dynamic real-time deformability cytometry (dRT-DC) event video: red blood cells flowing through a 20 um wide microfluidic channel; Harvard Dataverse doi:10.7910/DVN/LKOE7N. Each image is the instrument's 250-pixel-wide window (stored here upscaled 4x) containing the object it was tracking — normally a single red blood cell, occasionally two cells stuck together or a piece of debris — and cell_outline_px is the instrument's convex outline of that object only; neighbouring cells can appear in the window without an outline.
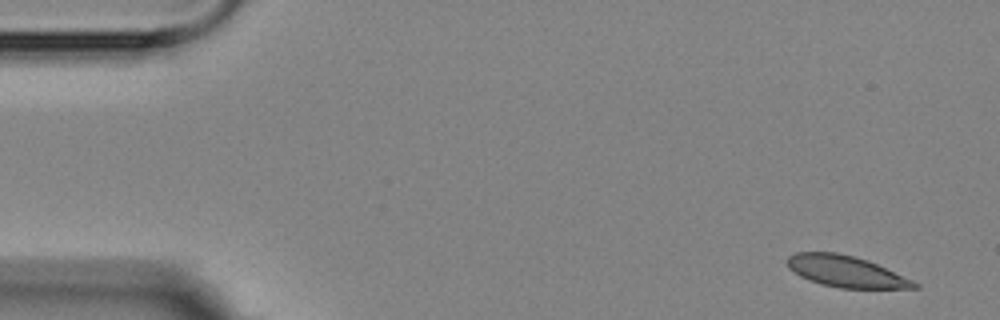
{"species": "Egyptian fruit bat (a non-hibernating species)", "species_latin": "Rousettus aegyptiacus", "temperature_condition": "room temperature", "stored_images_in_passage": 6, "camera_frame_rate_fps": 3000, "um_per_image_px": 0.085, "animal": {"sex": "female"}, "frame": {"image": 1, "passage_image": 1, "time_ms": 0.0, "image_size_px": [1000, 320], "cell_outline_px": [[920, 288], [840, 288], [820, 284], [808, 280], [800, 276], [788, 268], [788, 256], [796, 252], [836, 252], [852, 256], [876, 264], [912, 280], [920, 284]], "centroid_in_image_um": [71.87, 23.08], "position_along_channel_um": 13.1, "area_um2": 22.89}}
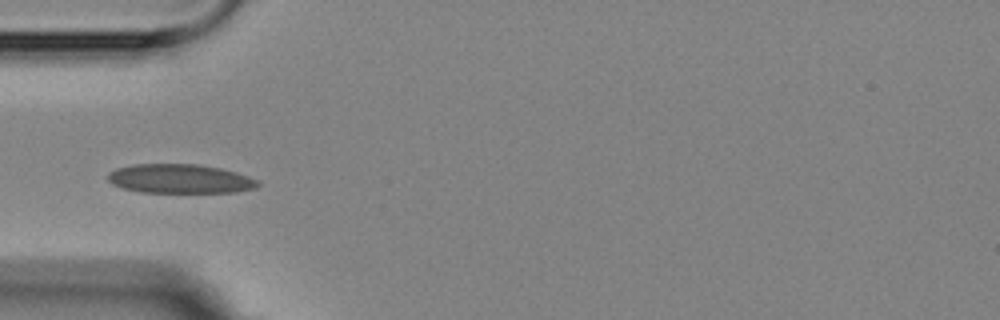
{"frame": {"image": 2, "passage_image": 5, "time_ms": 4.667, "image_size_px": [1000, 320], "cell_outline_px": [[260, 184], [256, 188], [236, 192], [140, 192], [120, 188], [112, 184], [108, 180], [108, 172], [116, 168], [132, 164], [196, 164], [220, 168], [236, 172], [248, 176], [256, 180]], "centroid_in_image_um": [15.26, 15.19], "position_along_channel_um": 69.7, "area_um2": 25.55}}
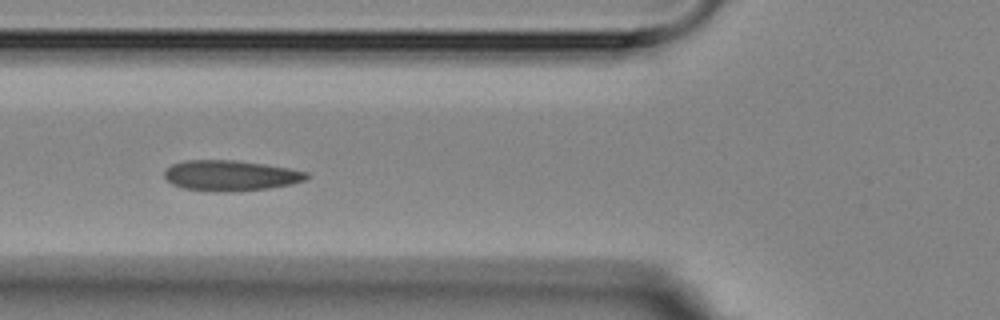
{"frame": {"image": 3, "passage_image": 6, "time_ms": 5.667, "image_size_px": [1000, 320], "cell_outline_px": [[308, 176], [304, 180], [292, 184], [268, 188], [228, 192], [216, 192], [184, 188], [172, 184], [164, 176], [164, 172], [172, 164], [184, 160], [236, 160], [264, 164], [288, 168], [308, 172]], "centroid_in_image_um": [19.58, 14.92], "position_along_channel_um": 106.2, "area_um2": 25.2}}